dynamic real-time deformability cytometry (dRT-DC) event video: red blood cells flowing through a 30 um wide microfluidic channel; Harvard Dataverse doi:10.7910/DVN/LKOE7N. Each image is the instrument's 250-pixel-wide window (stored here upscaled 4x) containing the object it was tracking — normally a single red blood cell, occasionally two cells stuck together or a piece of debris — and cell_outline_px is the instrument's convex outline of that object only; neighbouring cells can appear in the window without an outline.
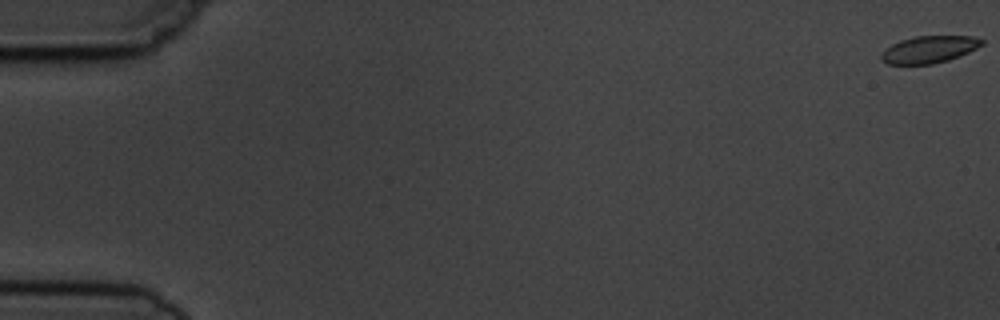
{"species": "common noctule bat (a hibernating species)", "species_latin": "Nyctalus noctula", "temperature_condition": "cold", "stored_images_in_passage": 5, "camera_frame_rate_fps": 3000, "um_per_image_px": 0.085, "animal": {"sex": "male", "body_mass_g": 19.5, "forearm_length_mm": 54.6}, "frame": {"image": 1, "passage_image": 1, "time_ms": 0.0, "image_size_px": [1000, 320], "cell_outline_px": [[984, 44], [968, 52], [948, 60], [932, 64], [888, 64], [880, 60], [880, 52], [892, 44], [900, 40], [916, 36], [972, 36], [984, 40]], "centroid_in_image_um": [78.94, 4.2], "position_along_channel_um": 6.1, "area_um2": 15.9}}
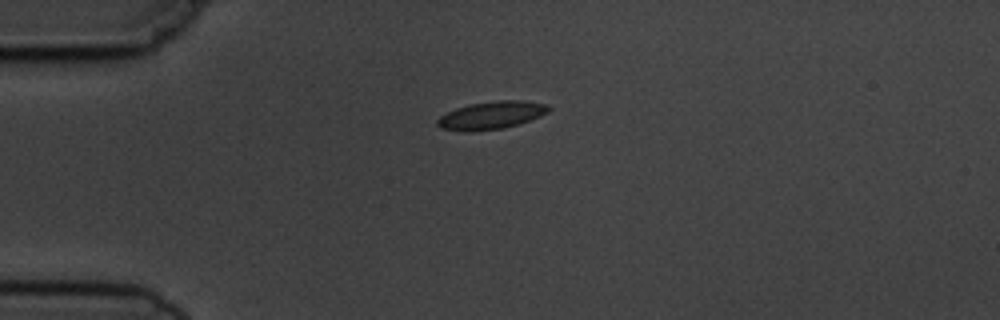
{"frame": {"image": 2, "passage_image": 5, "time_ms": 4.667, "image_size_px": [1000, 320], "cell_outline_px": [[552, 108], [548, 112], [540, 116], [520, 124], [500, 128], [472, 132], [464, 132], [440, 128], [436, 124], [436, 120], [440, 116], [456, 108], [468, 104], [496, 100], [524, 100], [548, 104]], "centroid_in_image_um": [41.77, 9.79], "position_along_channel_um": 43.2, "area_um2": 18.26}}